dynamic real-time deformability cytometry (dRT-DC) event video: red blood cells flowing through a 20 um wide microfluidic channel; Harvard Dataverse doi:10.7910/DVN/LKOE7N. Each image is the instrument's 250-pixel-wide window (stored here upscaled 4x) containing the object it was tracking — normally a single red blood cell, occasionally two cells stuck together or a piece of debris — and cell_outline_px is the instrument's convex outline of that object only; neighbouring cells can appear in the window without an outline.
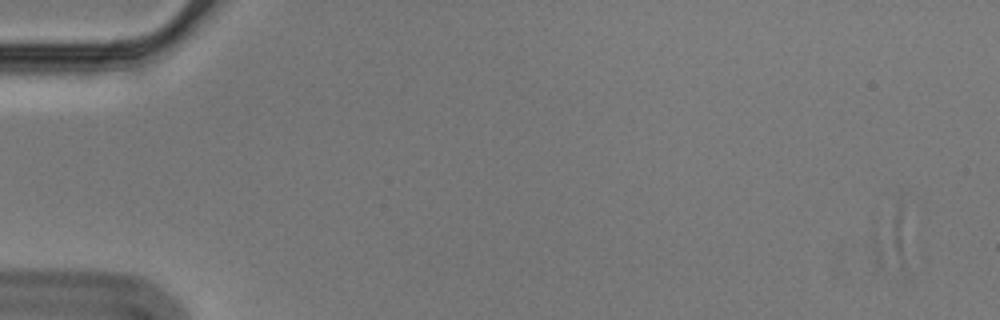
{"species": "Egyptian fruit bat (a non-hibernating species)", "species_latin": "Rousettus aegyptiacus", "temperature_condition": "cold", "stored_images_in_passage": 2, "camera_frame_rate_fps": 3000, "um_per_image_px": 0.085, "animal": {"sex": "male"}, "frame": {"image": 1, "passage_image": 1, "time_ms": 0.0, "image_size_px": [1000, 320], "cell_outline_px": [[904, 268], [900, 280], [880, 252], [872, 240], [872, 224], [900, 196], [904, 264]], "centroid_in_image_um": [75.69, 20.16], "position_along_channel_um": 9.3, "area_um2": 11.44}}